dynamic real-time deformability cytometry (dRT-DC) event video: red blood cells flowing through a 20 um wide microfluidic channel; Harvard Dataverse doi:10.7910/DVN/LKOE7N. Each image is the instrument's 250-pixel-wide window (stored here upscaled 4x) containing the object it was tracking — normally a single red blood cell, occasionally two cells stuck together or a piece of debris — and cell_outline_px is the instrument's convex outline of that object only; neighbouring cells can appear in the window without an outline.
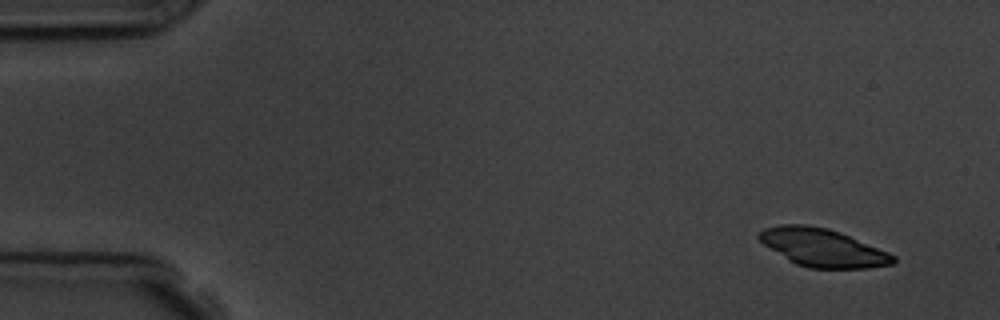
{"species": "common noctule bat (a hibernating species)", "species_latin": "Nyctalus noctula", "temperature_condition": "room temperature", "stored_images_in_passage": 4, "camera_frame_rate_fps": 3000, "um_per_image_px": 0.085, "animal": {"sex": "male", "body_mass_g": 19.5, "forearm_length_mm": 54.6}, "frame": {"image": 1, "passage_image": 1, "time_ms": 0.0, "image_size_px": [1000, 320], "cell_outline_px": [[896, 260], [892, 264], [868, 268], [808, 268], [796, 264], [788, 260], [764, 244], [756, 236], [764, 228], [780, 224], [804, 224], [828, 228], [840, 232], [888, 252], [896, 256]], "centroid_in_image_um": [69.92, 21.05], "position_along_channel_um": 15.1, "area_um2": 29.54}}